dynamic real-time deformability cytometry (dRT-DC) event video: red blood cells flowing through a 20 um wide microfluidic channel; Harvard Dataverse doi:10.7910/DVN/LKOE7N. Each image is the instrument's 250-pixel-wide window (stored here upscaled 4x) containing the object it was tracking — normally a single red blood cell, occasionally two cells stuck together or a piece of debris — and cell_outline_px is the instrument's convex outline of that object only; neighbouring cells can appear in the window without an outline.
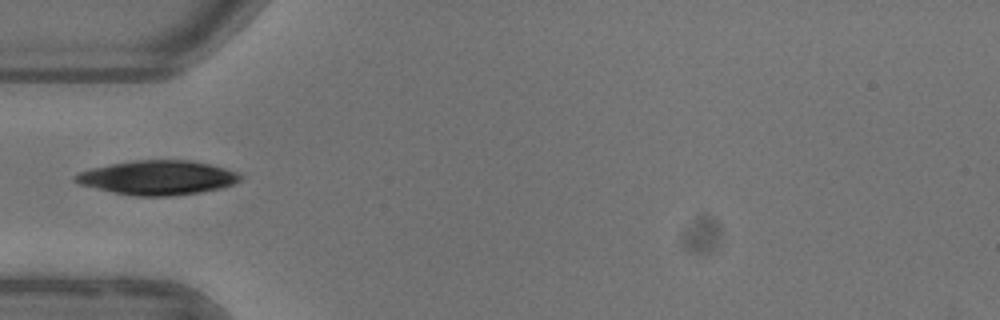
{"species": "common noctule bat (a hibernating species)", "species_latin": "Nyctalus noctula", "temperature_condition": "warm", "stored_images_in_passage": 34, "camera_frame_rate_fps": 3000, "um_per_image_px": 0.085, "animal": {"sex": "female"}, "frame": {"image": 1, "passage_image": 1, "time_ms": 0.0, "image_size_px": [1000, 320], "cell_outline_px": [[244, 176], [240, 180], [232, 184], [220, 188], [200, 192], [172, 196], [136, 196], [112, 192], [80, 184], [72, 180], [72, 176], [80, 172], [92, 168], [132, 160], [188, 160], [212, 164], [236, 172]], "centroid_in_image_um": [13.4, 15.1], "position_along_channel_um": 71.6, "area_um2": 32.89}}
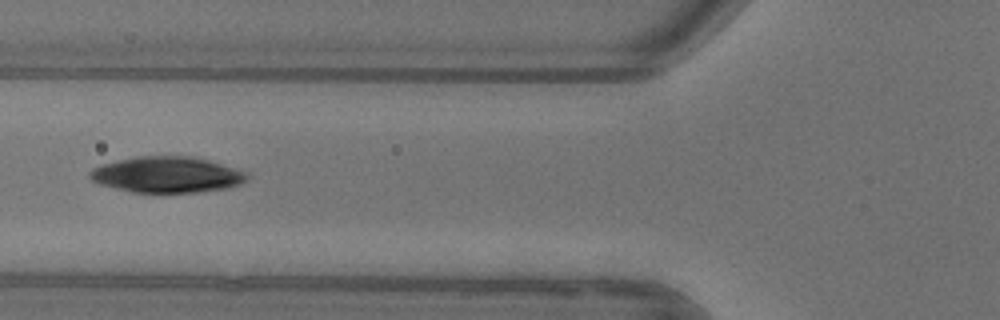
{"frame": {"image": 2, "passage_image": 4, "time_ms": 1.0, "image_size_px": [1000, 320], "cell_outline_px": [[248, 180], [240, 184], [228, 188], [196, 192], [132, 192], [100, 184], [92, 180], [88, 176], [88, 172], [92, 168], [100, 164], [136, 156], [196, 156], [248, 172]], "centroid_in_image_um": [14.2, 14.83], "position_along_channel_um": 111.6, "area_um2": 33.12}}
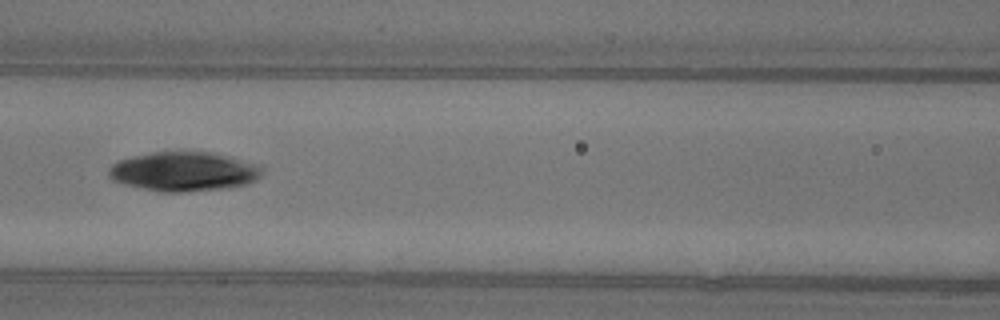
{"frame": {"image": 3, "passage_image": 7, "time_ms": 2.0, "image_size_px": [1000, 320], "cell_outline_px": [[264, 168], [260, 176], [256, 180], [248, 184], [228, 188], [184, 192], [160, 192], [124, 184], [112, 180], [108, 176], [108, 168], [116, 160], [132, 156], [152, 152], [184, 148], [212, 152], [232, 156], [264, 164]], "centroid_in_image_um": [15.68, 14.53], "position_along_channel_um": 150.9, "area_um2": 36.76}}